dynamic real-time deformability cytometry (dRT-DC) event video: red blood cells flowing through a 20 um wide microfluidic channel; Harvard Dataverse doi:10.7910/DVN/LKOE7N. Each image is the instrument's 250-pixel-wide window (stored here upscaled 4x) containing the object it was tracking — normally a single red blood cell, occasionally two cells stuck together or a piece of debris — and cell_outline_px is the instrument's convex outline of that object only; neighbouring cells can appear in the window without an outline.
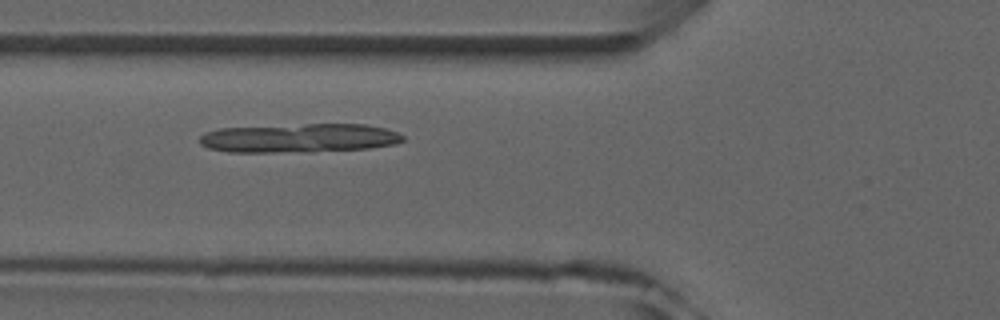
{"species": "common noctule bat (a hibernating species)", "species_latin": "Nyctalus noctula", "temperature_condition": "room temperature", "stored_images_in_passage": 4, "camera_frame_rate_fps": 3000, "um_per_image_px": 0.085, "animal": {"sex": "male", "forearm_length_mm": 52.5}, "frame": {"image": 1, "passage_image": 3, "time_ms": 2.333, "image_size_px": [1000, 320], "cell_outline_px": [[404, 140], [396, 144], [368, 148], [308, 152], [228, 152], [208, 148], [200, 144], [200, 136], [204, 132], [220, 128], [308, 124], [364, 124], [384, 128], [396, 132], [404, 136]], "centroid_in_image_um": [25.42, 11.74], "position_along_channel_um": 100.4, "area_um2": 34.33}}
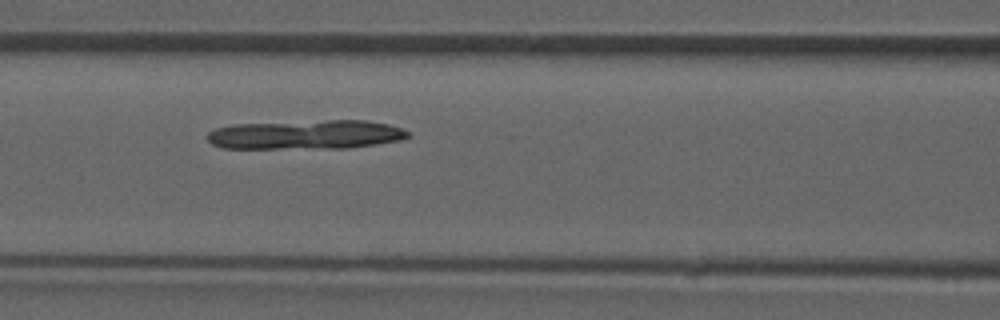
{"frame": {"image": 2, "passage_image": 4, "time_ms": 3.333, "image_size_px": [1000, 320], "cell_outline_px": [[408, 136], [400, 140], [376, 144], [348, 148], [224, 148], [212, 144], [208, 140], [208, 132], [216, 128], [232, 124], [328, 120], [368, 120], [388, 124], [404, 128], [408, 132]], "centroid_in_image_um": [26.01, 11.44], "position_along_channel_um": 140.6, "area_um2": 34.16}}